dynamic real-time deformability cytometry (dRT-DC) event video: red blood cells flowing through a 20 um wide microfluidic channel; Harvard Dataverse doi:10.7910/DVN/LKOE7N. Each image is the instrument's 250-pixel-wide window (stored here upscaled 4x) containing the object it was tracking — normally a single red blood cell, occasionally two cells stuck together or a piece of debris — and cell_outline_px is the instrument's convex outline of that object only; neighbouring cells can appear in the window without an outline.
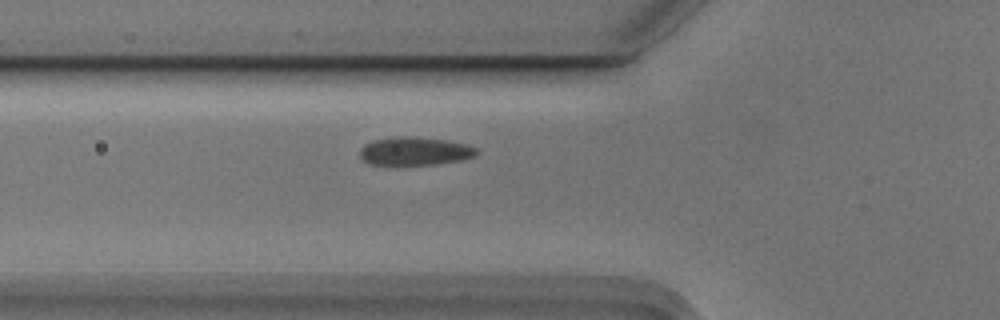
{"species": "Egyptian fruit bat (a non-hibernating species)", "species_latin": "Rousettus aegyptiacus", "temperature_condition": "cold", "stored_images_in_passage": 5, "camera_frame_rate_fps": 3000, "um_per_image_px": 0.085, "animal": {"sex": "male"}, "frame": {"image": 1, "passage_image": 5, "time_ms": 1.333, "image_size_px": [1000, 320], "cell_outline_px": [[480, 152], [476, 156], [460, 160], [436, 164], [368, 164], [360, 156], [360, 148], [364, 144], [372, 140], [404, 136], [444, 140], [468, 144], [476, 148]], "centroid_in_image_um": [35.28, 12.85], "position_along_channel_um": 90.5, "area_um2": 19.02}}